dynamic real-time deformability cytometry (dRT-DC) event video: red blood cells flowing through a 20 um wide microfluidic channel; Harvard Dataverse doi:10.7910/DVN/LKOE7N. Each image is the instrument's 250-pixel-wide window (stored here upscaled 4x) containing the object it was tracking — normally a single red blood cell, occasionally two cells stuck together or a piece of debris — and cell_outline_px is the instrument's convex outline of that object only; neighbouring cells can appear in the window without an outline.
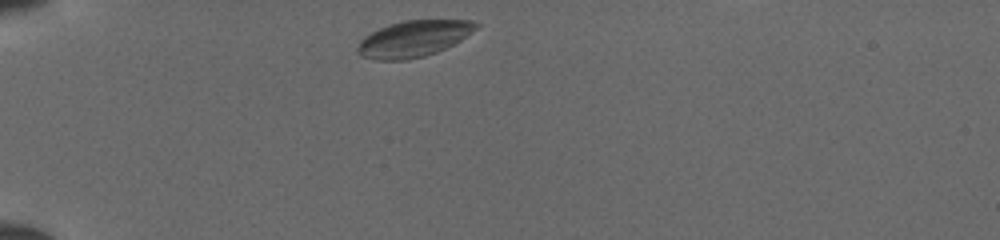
{"species": "common noctule bat (a hibernating species)", "species_latin": "Nyctalus noctula", "temperature_condition": "cold", "stored_images_in_passage": 36, "camera_frame_rate_fps": 3000, "um_per_image_px": 0.085, "animal": {"sex": "female", "body_mass_g": 19.5, "forearm_length_mm": 54.1}, "frame": {"image": 1, "passage_image": 1, "time_ms": 0.0, "image_size_px": [1000, 240], "cell_outline_px": [[480, 24], [476, 28], [460, 40], [436, 52], [424, 56], [408, 60], [376, 60], [360, 56], [356, 52], [356, 48], [360, 40], [364, 36], [388, 24], [404, 20], [472, 20]], "centroid_in_image_um": [35.1, 3.29], "position_along_channel_um": 49.9, "area_um2": 24.97}}
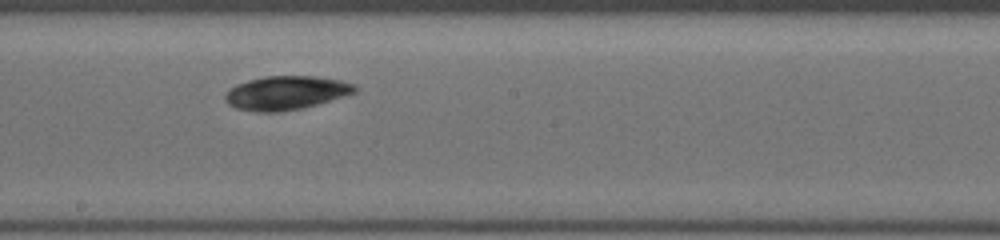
{"frame": {"image": 2, "passage_image": 16, "time_ms": 5.0, "image_size_px": [1000, 240], "cell_outline_px": [[360, 88], [356, 92], [344, 96], [316, 104], [300, 108], [280, 112], [256, 112], [236, 108], [228, 104], [224, 100], [224, 96], [236, 84], [248, 80], [264, 76], [316, 76], [340, 80], [356, 84]], "centroid_in_image_um": [24.33, 7.88], "position_along_channel_um": 223.9, "area_um2": 25.55}}
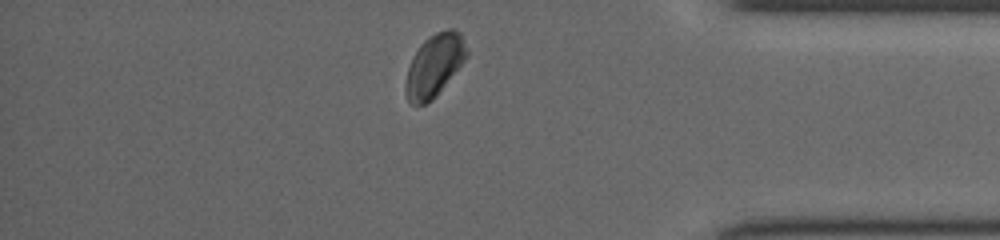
{"frame": {"image": 3, "passage_image": 30, "time_ms": 9.667, "image_size_px": [1000, 240], "cell_outline_px": [[468, 52], [464, 60], [436, 96], [432, 100], [424, 104], [412, 104], [408, 100], [404, 88], [404, 84], [408, 68], [412, 56], [420, 44], [428, 36], [436, 32], [448, 28], [456, 28], [460, 32], [468, 48]], "centroid_in_image_um": [36.91, 5.52], "position_along_channel_um": 398.3, "area_um2": 22.25}}